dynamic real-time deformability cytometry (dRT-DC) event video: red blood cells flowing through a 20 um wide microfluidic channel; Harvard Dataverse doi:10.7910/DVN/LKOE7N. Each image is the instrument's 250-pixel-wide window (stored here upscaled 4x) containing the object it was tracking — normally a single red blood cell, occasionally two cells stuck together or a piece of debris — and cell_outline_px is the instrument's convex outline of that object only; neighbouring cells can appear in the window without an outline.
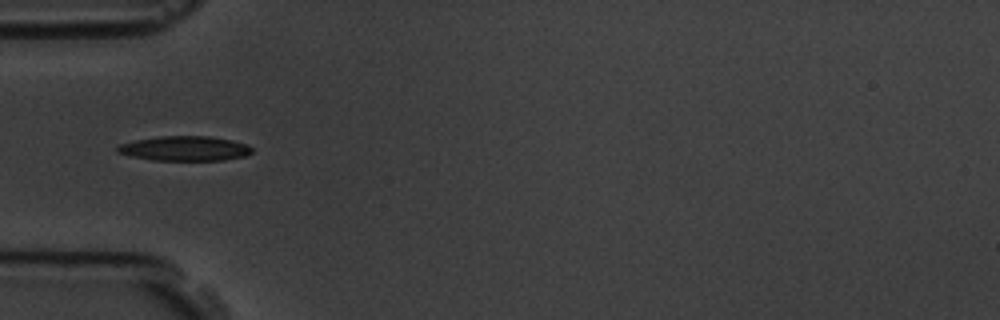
{"species": "common noctule bat (a hibernating species)", "species_latin": "Nyctalus noctula", "temperature_condition": "room temperature", "stored_images_in_passage": 1, "camera_frame_rate_fps": 3000, "um_per_image_px": 0.085, "animal": {"sex": "male", "body_mass_g": 19.5, "forearm_length_mm": 54.6}, "frame": {"image": 1, "passage_image": 1, "time_ms": 0.0, "image_size_px": [1000, 320], "cell_outline_px": [[252, 152], [244, 156], [224, 160], [152, 160], [128, 156], [116, 152], [116, 148], [120, 144], [136, 140], [160, 136], [212, 136], [232, 140], [248, 144], [252, 148]], "centroid_in_image_um": [15.7, 12.62], "position_along_channel_um": 69.3, "area_um2": 19.48}}